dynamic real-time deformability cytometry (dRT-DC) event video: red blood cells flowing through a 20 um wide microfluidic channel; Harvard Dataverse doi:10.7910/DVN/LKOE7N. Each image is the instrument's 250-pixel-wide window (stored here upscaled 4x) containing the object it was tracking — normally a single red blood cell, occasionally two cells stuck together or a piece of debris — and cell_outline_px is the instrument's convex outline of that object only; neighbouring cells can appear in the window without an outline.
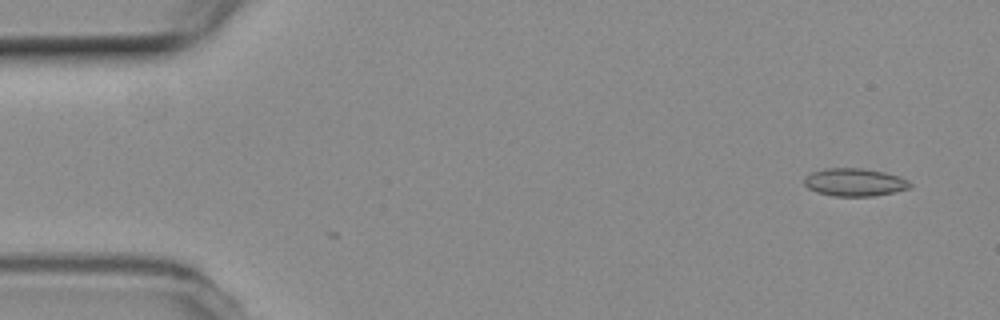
{"species": "common noctule bat (a hibernating species)", "species_latin": "Nyctalus noctula", "temperature_condition": "room temperature", "stored_images_in_passage": 2, "camera_frame_rate_fps": 3000, "um_per_image_px": 0.085, "animal": {"sex": "female", "body_mass_g": 19.3, "forearm_length_mm": 54.1}, "frame": {"image": 1, "passage_image": 2, "time_ms": 0.333, "image_size_px": [1000, 320], "cell_outline_px": [[912, 188], [876, 196], [832, 196], [816, 192], [808, 188], [804, 184], [804, 176], [812, 172], [824, 168], [864, 168], [884, 172], [908, 180], [912, 184]], "centroid_in_image_um": [72.63, 15.49], "position_along_channel_um": 12.4, "area_um2": 17.34}}